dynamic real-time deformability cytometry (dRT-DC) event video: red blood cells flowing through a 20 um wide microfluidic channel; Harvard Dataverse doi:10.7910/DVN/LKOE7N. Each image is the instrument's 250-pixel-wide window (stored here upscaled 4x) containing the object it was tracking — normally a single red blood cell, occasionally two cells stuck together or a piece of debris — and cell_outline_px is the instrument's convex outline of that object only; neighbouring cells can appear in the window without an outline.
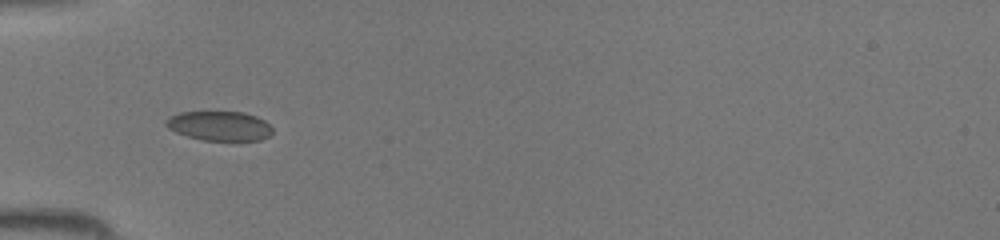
{"species": "common noctule bat (a hibernating species)", "species_latin": "Nyctalus noctula", "temperature_condition": "room temperature", "stored_images_in_passage": 21, "camera_frame_rate_fps": 3000, "um_per_image_px": 0.085, "animal": {"sex": "female", "body_mass_g": 19.5, "forearm_length_mm": 54.1}, "frame": {"image": 1, "passage_image": 2, "time_ms": 0.333, "image_size_px": [1000, 240], "cell_outline_px": [[272, 132], [268, 136], [260, 140], [204, 140], [188, 136], [176, 132], [168, 128], [164, 124], [164, 120], [180, 112], [244, 112], [256, 116], [264, 120], [272, 128]], "centroid_in_image_um": [18.65, 10.69], "position_along_channel_um": 66.4, "area_um2": 18.15}}
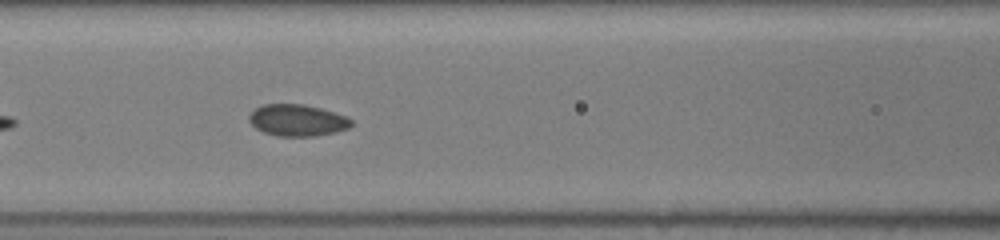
{"frame": {"image": 2, "passage_image": 7, "time_ms": 2.0, "image_size_px": [1000, 240], "cell_outline_px": [[352, 124], [348, 128], [336, 132], [316, 136], [276, 136], [264, 132], [256, 128], [248, 120], [248, 116], [256, 108], [264, 104], [304, 104], [320, 108], [348, 116], [352, 120]], "centroid_in_image_um": [25.29, 10.22], "position_along_channel_um": 141.3, "area_um2": 18.9}}
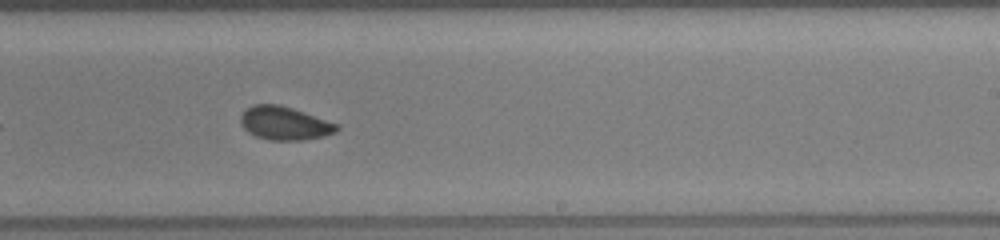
{"frame": {"image": 3, "passage_image": 15, "time_ms": 4.667, "image_size_px": [1000, 240], "cell_outline_px": [[340, 128], [336, 132], [324, 136], [300, 140], [268, 140], [256, 136], [248, 132], [240, 124], [240, 116], [252, 104], [280, 104], [340, 124]], "centroid_in_image_um": [24.2, 10.47], "position_along_channel_um": 264.8, "area_um2": 18.79}}